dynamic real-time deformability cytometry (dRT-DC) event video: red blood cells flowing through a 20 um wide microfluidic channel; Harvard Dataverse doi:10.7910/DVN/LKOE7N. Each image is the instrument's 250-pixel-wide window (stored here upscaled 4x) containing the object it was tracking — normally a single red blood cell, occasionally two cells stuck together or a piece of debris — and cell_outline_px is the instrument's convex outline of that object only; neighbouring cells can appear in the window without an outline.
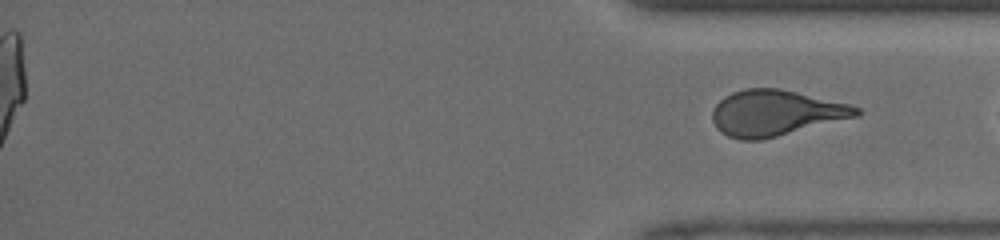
{"species": "human", "species_latin": "Homo sapiens", "temperature_condition": "room temperature", "stored_images_in_passage": 47, "segment_of_instrument_passage": [2, 2], "camera_frame_rate_fps": 3000, "um_per_image_px": 0.085, "donor": {"sex": "male"}, "frame": {"image": 1, "passage_image": 47, "time_ms": 15.333, "image_size_px": [1000, 240], "cell_outline_px": [[864, 112], [860, 116], [760, 140], [740, 140], [728, 136], [720, 132], [716, 128], [712, 120], [712, 112], [716, 104], [724, 96], [732, 92], [744, 88], [780, 88], [848, 104], [860, 108]], "centroid_in_image_um": [65.92, 9.6], "position_along_channel_um": 369.3, "area_um2": 38.49}}